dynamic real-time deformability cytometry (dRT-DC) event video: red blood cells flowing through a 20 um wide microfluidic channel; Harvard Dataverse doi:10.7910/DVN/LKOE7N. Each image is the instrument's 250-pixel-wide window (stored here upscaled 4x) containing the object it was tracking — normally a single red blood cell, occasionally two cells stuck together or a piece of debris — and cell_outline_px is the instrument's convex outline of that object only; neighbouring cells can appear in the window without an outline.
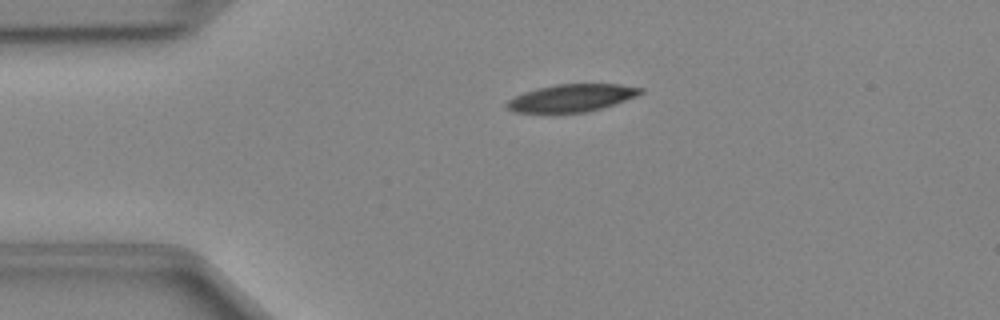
{"species": "Egyptian fruit bat (a non-hibernating species)", "species_latin": "Rousettus aegyptiacus", "temperature_condition": "cold", "stored_images_in_passage": 39, "camera_frame_rate_fps": 3000, "um_per_image_px": 0.085, "animal": {"sex": "female"}, "frame": {"image": 1, "passage_image": 1, "time_ms": 0.0, "image_size_px": [1000, 320], "cell_outline_px": [[644, 92], [636, 96], [600, 108], [584, 112], [516, 112], [508, 108], [504, 104], [508, 100], [524, 92], [536, 88], [556, 84], [620, 84], [644, 88]], "centroid_in_image_um": [48.59, 8.31], "position_along_channel_um": 36.4, "area_um2": 21.1}}
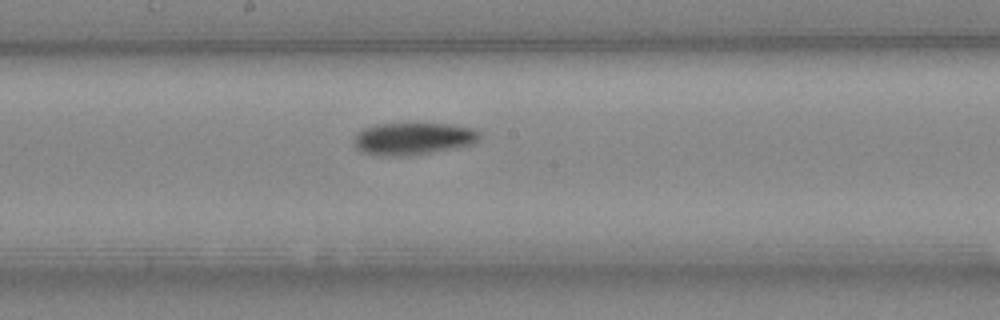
{"frame": {"image": 2, "passage_image": 16, "time_ms": 5.0, "image_size_px": [1000, 320], "cell_outline_px": [[480, 136], [472, 144], [432, 152], [408, 156], [380, 156], [360, 152], [352, 144], [352, 140], [364, 128], [376, 124], [452, 124], [472, 128], [480, 132]], "centroid_in_image_um": [35.06, 11.8], "position_along_channel_um": 213.1, "area_um2": 23.58}}
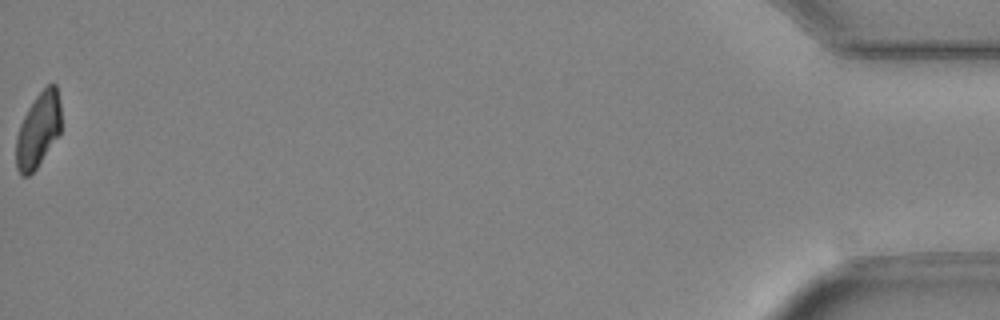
{"frame": {"image": 3, "passage_image": 39, "time_ms": 12.667, "image_size_px": [1000, 320], "cell_outline_px": [[60, 132], [36, 168], [28, 176], [20, 176], [16, 168], [16, 136], [20, 124], [28, 108], [36, 96], [48, 84], [56, 84], [60, 104]], "centroid_in_image_um": [3.22, 11.06], "position_along_channel_um": 432.0, "area_um2": 19.36}}